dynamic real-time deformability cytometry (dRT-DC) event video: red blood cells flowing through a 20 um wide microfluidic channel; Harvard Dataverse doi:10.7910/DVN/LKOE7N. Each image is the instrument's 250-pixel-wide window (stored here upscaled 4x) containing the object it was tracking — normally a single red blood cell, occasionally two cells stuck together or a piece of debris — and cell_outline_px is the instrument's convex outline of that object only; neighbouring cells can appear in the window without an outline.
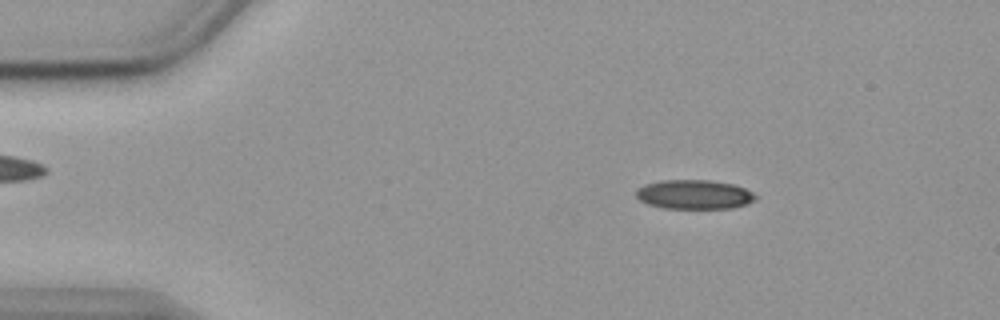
{"species": "common noctule bat (a hibernating species)", "species_latin": "Nyctalus noctula", "temperature_condition": "cold", "stored_images_in_passage": 54, "camera_frame_rate_fps": 3000, "um_per_image_px": 0.085, "animal": {"sex": "female", "body_mass_g": 19.9}, "frame": {"image": 1, "passage_image": 8, "time_ms": 2.333, "image_size_px": [1000, 320], "cell_outline_px": [[756, 200], [748, 204], [732, 208], [664, 208], [648, 204], [640, 200], [636, 196], [636, 188], [644, 184], [660, 180], [712, 180], [732, 184], [744, 188], [752, 192], [756, 196]], "centroid_in_image_um": [59.0, 16.52], "position_along_channel_um": 26.0, "area_um2": 20.46}}
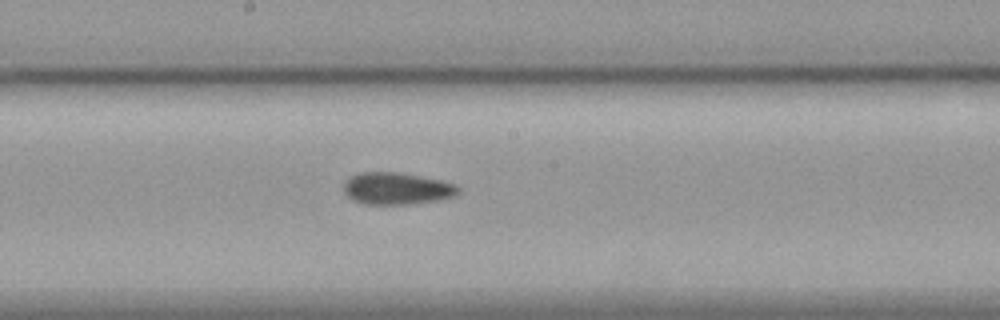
{"frame": {"image": 2, "passage_image": 29, "time_ms": 9.333, "image_size_px": [1000, 320], "cell_outline_px": [[460, 192], [456, 196], [436, 200], [408, 204], [364, 204], [352, 200], [344, 192], [344, 180], [348, 176], [360, 172], [396, 172], [440, 180], [456, 184], [460, 188]], "centroid_in_image_um": [33.7, 16.02], "position_along_channel_um": 214.5, "area_um2": 21.44}}
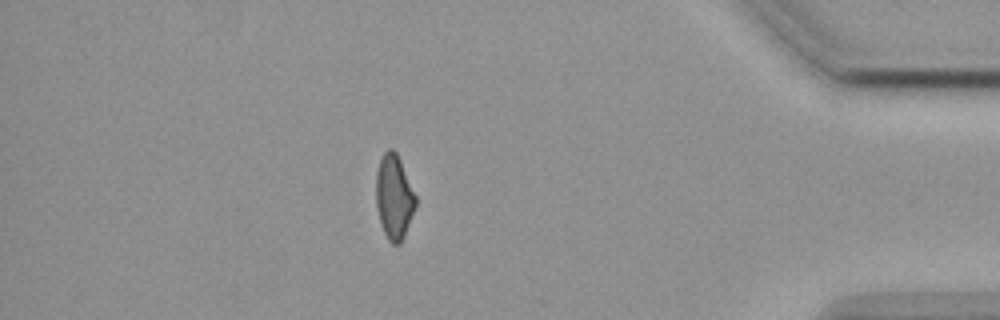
{"frame": {"image": 3, "passage_image": 48, "time_ms": 15.667, "image_size_px": [1000, 320], "cell_outline_px": [[416, 208], [404, 236], [400, 244], [392, 244], [388, 240], [380, 224], [376, 204], [376, 172], [380, 160], [384, 152], [388, 148], [392, 148], [396, 152], [400, 160], [416, 196]], "centroid_in_image_um": [33.49, 16.75], "position_along_channel_um": 401.7, "area_um2": 19.54}, "authors_computed_cell_mechanics": {"area_um2": 20.7791, "velocity_mm_per_s": 3.5933, "shape_relaxation_time_tau1_ms": null, "shape_relaxation_time_tau2_ms": 3.7047, "deformation_change_tau1": null, "deformation_change_tau2": 0.0944}}